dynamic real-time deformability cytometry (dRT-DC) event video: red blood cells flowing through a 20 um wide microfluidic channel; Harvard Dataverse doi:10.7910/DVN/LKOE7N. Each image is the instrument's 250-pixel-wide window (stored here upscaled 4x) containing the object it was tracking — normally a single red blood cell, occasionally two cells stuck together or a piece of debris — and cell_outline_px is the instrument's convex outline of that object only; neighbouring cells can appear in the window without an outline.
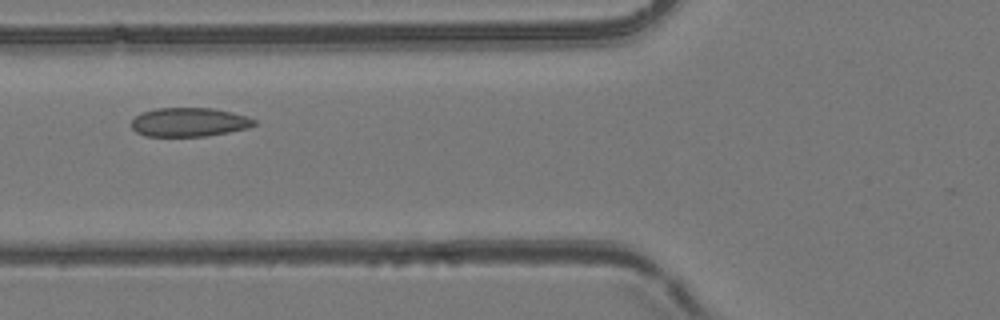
{"species": "common noctule bat (a hibernating species)", "species_latin": "Nyctalus noctula", "temperature_condition": "room temperature", "stored_images_in_passage": 4, "camera_frame_rate_fps": 3000, "um_per_image_px": 0.085, "animal": {"sex": "female", "body_mass_g": 24.6, "forearm_length_mm": 56.2}, "frame": {"image": 1, "passage_image": 2, "time_ms": 0.333, "image_size_px": [1000, 320], "cell_outline_px": [[256, 124], [248, 128], [208, 136], [144, 136], [136, 132], [132, 128], [132, 120], [136, 116], [144, 112], [156, 108], [212, 108], [232, 112], [248, 116], [256, 120]], "centroid_in_image_um": [16.1, 10.38], "position_along_channel_um": 109.7, "area_um2": 20.69}}
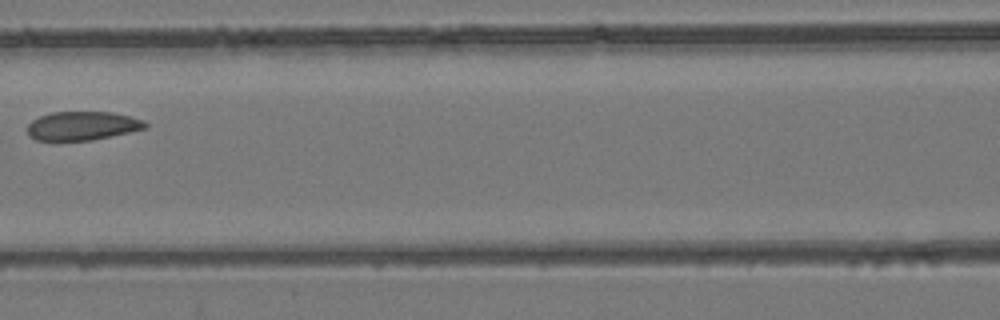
{"frame": {"image": 2, "passage_image": 3, "time_ms": 0.667, "image_size_px": [1000, 320], "cell_outline_px": [[148, 128], [92, 140], [36, 140], [28, 136], [28, 124], [32, 120], [40, 116], [52, 112], [112, 112], [144, 120], [148, 124]], "centroid_in_image_um": [7.01, 10.69], "position_along_channel_um": 159.6, "area_um2": 19.71}}
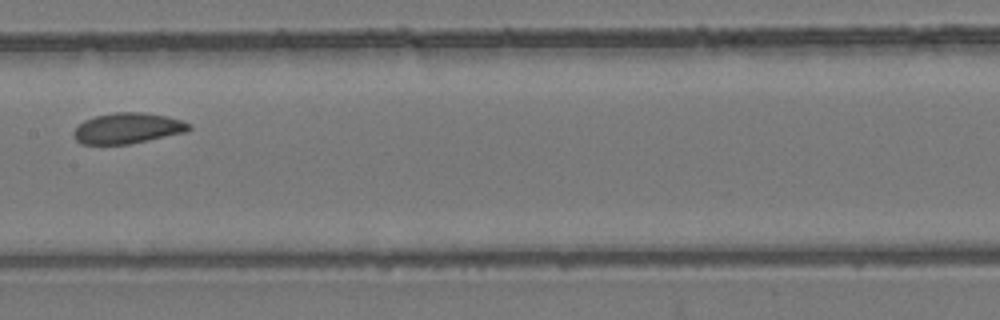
{"frame": {"image": 3, "passage_image": 4, "time_ms": 1.0, "image_size_px": [1000, 320], "cell_outline_px": [[192, 128], [188, 132], [128, 144], [80, 144], [72, 136], [72, 132], [84, 120], [96, 116], [116, 112], [140, 112], [168, 116], [192, 124]], "centroid_in_image_um": [10.86, 10.9], "position_along_channel_um": 196.5, "area_um2": 20.69}}